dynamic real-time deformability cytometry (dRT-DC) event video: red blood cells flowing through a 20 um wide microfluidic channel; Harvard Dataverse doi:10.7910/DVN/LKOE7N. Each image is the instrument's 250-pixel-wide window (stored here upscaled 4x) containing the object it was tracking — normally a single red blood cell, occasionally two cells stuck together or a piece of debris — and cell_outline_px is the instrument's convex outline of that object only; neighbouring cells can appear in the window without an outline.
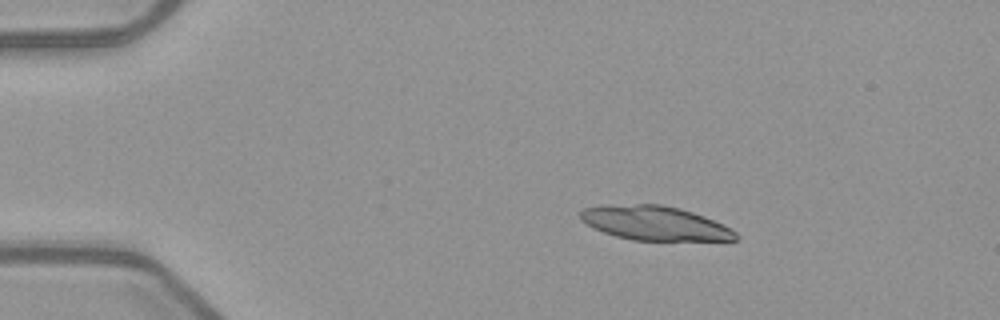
{"species": "common noctule bat (a hibernating species)", "species_latin": "Nyctalus noctula", "temperature_condition": "warm", "stored_images_in_passage": 43, "segment_of_instrument_passage": [1, 2], "camera_frame_rate_fps": 3000, "um_per_image_px": 0.085, "animal": {"sex": "female", "body_mass_g": 21.9}, "frame": {"image": 1, "passage_image": 1, "time_ms": 0.0, "image_size_px": [1000, 320], "cell_outline_px": [[740, 236], [736, 240], [632, 240], [616, 236], [604, 232], [580, 220], [580, 212], [584, 208], [600, 204], [660, 204], [680, 208], [704, 216], [736, 232]], "centroid_in_image_um": [55.61, 18.95], "position_along_channel_um": 29.4, "area_um2": 30.81}}